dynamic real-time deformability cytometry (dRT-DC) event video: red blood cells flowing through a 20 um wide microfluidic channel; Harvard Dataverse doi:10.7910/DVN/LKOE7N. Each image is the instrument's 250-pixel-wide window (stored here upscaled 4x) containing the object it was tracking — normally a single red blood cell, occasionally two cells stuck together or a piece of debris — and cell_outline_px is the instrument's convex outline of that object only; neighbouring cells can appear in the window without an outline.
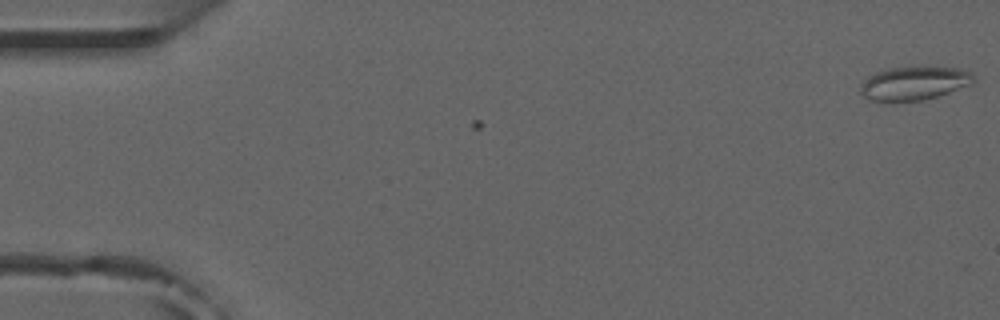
{"species": "common noctule bat (a hibernating species)", "species_latin": "Nyctalus noctula", "temperature_condition": "room temperature", "stored_images_in_passage": 6, "camera_frame_rate_fps": 3000, "um_per_image_px": 0.085, "animal": {"sex": "male", "forearm_length_mm": 52.5}, "frame": {"image": 1, "passage_image": 6, "time_ms": 1.667, "image_size_px": [1000, 320], "cell_outline_px": [[976, 80], [972, 84], [924, 100], [868, 100], [860, 92], [860, 84], [868, 76], [876, 72], [888, 68], [956, 68], [968, 72]], "centroid_in_image_um": [77.66, 7.08], "position_along_channel_um": 7.3, "area_um2": 21.44}}